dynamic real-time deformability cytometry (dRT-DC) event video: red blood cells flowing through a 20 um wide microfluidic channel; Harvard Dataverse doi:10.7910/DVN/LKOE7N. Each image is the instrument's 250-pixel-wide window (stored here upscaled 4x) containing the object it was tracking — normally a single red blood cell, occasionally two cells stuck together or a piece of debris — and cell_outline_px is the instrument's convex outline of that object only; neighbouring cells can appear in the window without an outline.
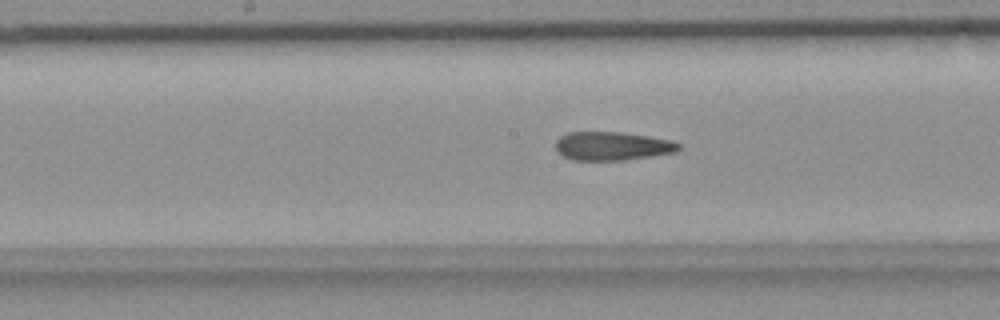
{"species": "common noctule bat (a hibernating species)", "species_latin": "Nyctalus noctula", "temperature_condition": "room temperature", "stored_images_in_passage": 40, "camera_frame_rate_fps": 3000, "um_per_image_px": 0.085, "animal": {"sex": "female", "body_mass_g": 18.4}, "frame": {"image": 1, "passage_image": 21, "time_ms": 6.667, "image_size_px": [1000, 320], "cell_outline_px": [[680, 148], [676, 152], [624, 160], [572, 160], [564, 156], [556, 148], [556, 140], [560, 136], [568, 132], [620, 132], [648, 136], [672, 140], [680, 144]], "centroid_in_image_um": [52.05, 12.41], "position_along_channel_um": 196.2, "area_um2": 20.4}}
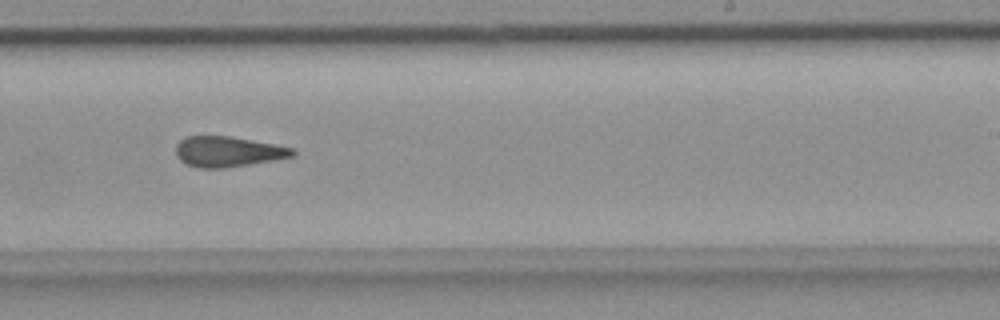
{"frame": {"image": 2, "passage_image": 27, "time_ms": 8.667, "image_size_px": [1000, 320], "cell_outline_px": [[296, 152], [292, 156], [272, 160], [224, 168], [196, 168], [180, 160], [176, 156], [176, 144], [180, 140], [188, 136], [228, 136], [272, 144], [292, 148]], "centroid_in_image_um": [19.31, 12.89], "position_along_channel_um": 269.7, "area_um2": 20.35}}
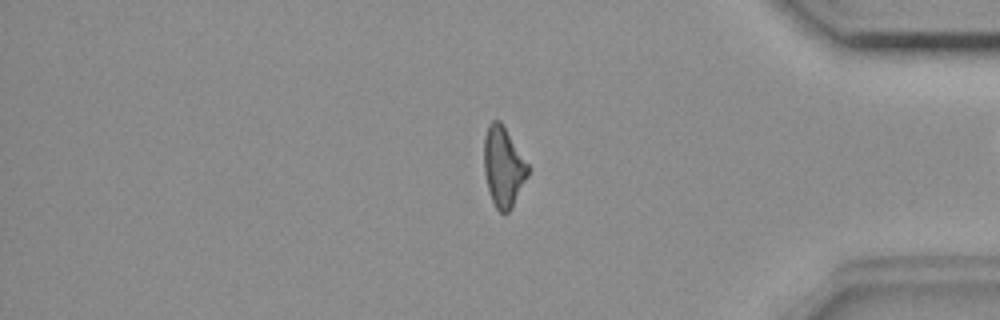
{"frame": {"image": 3, "passage_image": 39, "time_ms": 12.667, "image_size_px": [1000, 320], "cell_outline_px": [[528, 176], [512, 208], [508, 212], [500, 212], [496, 208], [492, 200], [488, 188], [484, 172], [484, 136], [488, 124], [492, 120], [500, 120], [504, 124], [528, 164]], "centroid_in_image_um": [42.78, 14.14], "position_along_channel_um": 392.4, "area_um2": 20.58}}